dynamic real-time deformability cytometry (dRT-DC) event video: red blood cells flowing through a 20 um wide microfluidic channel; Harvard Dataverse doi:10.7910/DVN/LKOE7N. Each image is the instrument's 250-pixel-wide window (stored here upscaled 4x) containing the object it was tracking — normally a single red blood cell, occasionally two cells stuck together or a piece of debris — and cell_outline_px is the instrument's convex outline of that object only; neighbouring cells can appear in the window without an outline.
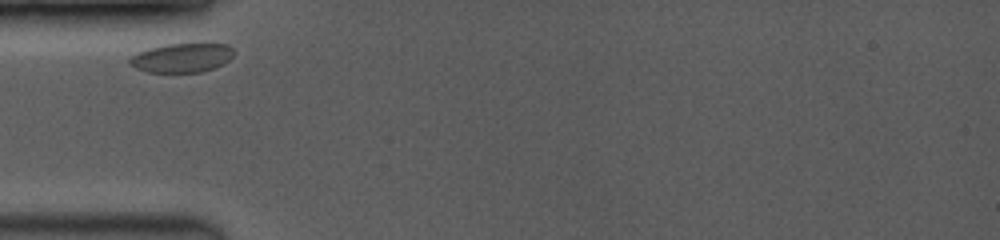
{"species": "common noctule bat (a hibernating species)", "species_latin": "Nyctalus noctula", "temperature_condition": "room temperature", "stored_images_in_passage": 2, "camera_frame_rate_fps": 3500, "um_per_image_px": 0.085, "animal": {"sex": "female", "body_mass_g": 19.0, "forearm_length_mm": 53.3}, "frame": {"image": 1, "passage_image": 1, "time_ms": 0.0, "image_size_px": [1000, 240], "cell_outline_px": [[236, 52], [224, 64], [200, 72], [148, 72], [136, 68], [128, 60], [132, 56], [140, 52], [164, 44], [228, 44]], "centroid_in_image_um": [15.51, 4.91], "position_along_channel_um": 69.5, "area_um2": 17.4}}